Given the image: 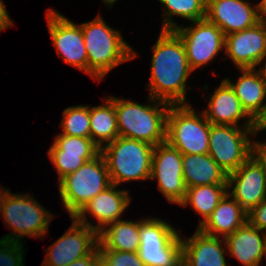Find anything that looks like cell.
<instances>
[{"label": "cell", "mask_w": 266, "mask_h": 266, "mask_svg": "<svg viewBox=\"0 0 266 266\" xmlns=\"http://www.w3.org/2000/svg\"><path fill=\"white\" fill-rule=\"evenodd\" d=\"M147 83L149 96L170 105L186 102L187 78L193 72L188 64L183 41L174 30H161L156 43Z\"/></svg>", "instance_id": "1"}, {"label": "cell", "mask_w": 266, "mask_h": 266, "mask_svg": "<svg viewBox=\"0 0 266 266\" xmlns=\"http://www.w3.org/2000/svg\"><path fill=\"white\" fill-rule=\"evenodd\" d=\"M81 28L88 57V75L98 83L112 69L138 55L120 30L107 25L100 14L92 21L81 23Z\"/></svg>", "instance_id": "2"}, {"label": "cell", "mask_w": 266, "mask_h": 266, "mask_svg": "<svg viewBox=\"0 0 266 266\" xmlns=\"http://www.w3.org/2000/svg\"><path fill=\"white\" fill-rule=\"evenodd\" d=\"M117 116L119 136L147 142L153 146L166 142L167 113L170 104L148 96L146 105L132 100L108 97Z\"/></svg>", "instance_id": "3"}, {"label": "cell", "mask_w": 266, "mask_h": 266, "mask_svg": "<svg viewBox=\"0 0 266 266\" xmlns=\"http://www.w3.org/2000/svg\"><path fill=\"white\" fill-rule=\"evenodd\" d=\"M155 146L140 140L118 136L101 148L111 184L148 180Z\"/></svg>", "instance_id": "4"}, {"label": "cell", "mask_w": 266, "mask_h": 266, "mask_svg": "<svg viewBox=\"0 0 266 266\" xmlns=\"http://www.w3.org/2000/svg\"><path fill=\"white\" fill-rule=\"evenodd\" d=\"M178 229L162 218L140 219L139 256L146 266H183V246Z\"/></svg>", "instance_id": "5"}, {"label": "cell", "mask_w": 266, "mask_h": 266, "mask_svg": "<svg viewBox=\"0 0 266 266\" xmlns=\"http://www.w3.org/2000/svg\"><path fill=\"white\" fill-rule=\"evenodd\" d=\"M29 194L7 192L2 204L1 217L13 231L1 239L23 242L21 240L25 236L40 239L47 235L54 216Z\"/></svg>", "instance_id": "6"}, {"label": "cell", "mask_w": 266, "mask_h": 266, "mask_svg": "<svg viewBox=\"0 0 266 266\" xmlns=\"http://www.w3.org/2000/svg\"><path fill=\"white\" fill-rule=\"evenodd\" d=\"M58 182L61 202L70 218L111 185L106 161L101 153Z\"/></svg>", "instance_id": "7"}, {"label": "cell", "mask_w": 266, "mask_h": 266, "mask_svg": "<svg viewBox=\"0 0 266 266\" xmlns=\"http://www.w3.org/2000/svg\"><path fill=\"white\" fill-rule=\"evenodd\" d=\"M210 123L191 104L170 105L166 141L183 155L208 154Z\"/></svg>", "instance_id": "8"}, {"label": "cell", "mask_w": 266, "mask_h": 266, "mask_svg": "<svg viewBox=\"0 0 266 266\" xmlns=\"http://www.w3.org/2000/svg\"><path fill=\"white\" fill-rule=\"evenodd\" d=\"M253 137V128L210 124L208 154L230 174L255 153Z\"/></svg>", "instance_id": "9"}, {"label": "cell", "mask_w": 266, "mask_h": 266, "mask_svg": "<svg viewBox=\"0 0 266 266\" xmlns=\"http://www.w3.org/2000/svg\"><path fill=\"white\" fill-rule=\"evenodd\" d=\"M174 31L184 43L192 71L203 68L225 50L224 33L206 18L192 21L187 27L179 24Z\"/></svg>", "instance_id": "10"}, {"label": "cell", "mask_w": 266, "mask_h": 266, "mask_svg": "<svg viewBox=\"0 0 266 266\" xmlns=\"http://www.w3.org/2000/svg\"><path fill=\"white\" fill-rule=\"evenodd\" d=\"M47 27L53 46L62 60L88 74V57L81 24H75L55 9L46 12Z\"/></svg>", "instance_id": "11"}, {"label": "cell", "mask_w": 266, "mask_h": 266, "mask_svg": "<svg viewBox=\"0 0 266 266\" xmlns=\"http://www.w3.org/2000/svg\"><path fill=\"white\" fill-rule=\"evenodd\" d=\"M183 154L167 141L155 146L150 180H157V189L170 203L181 204L186 196L182 170Z\"/></svg>", "instance_id": "12"}, {"label": "cell", "mask_w": 266, "mask_h": 266, "mask_svg": "<svg viewBox=\"0 0 266 266\" xmlns=\"http://www.w3.org/2000/svg\"><path fill=\"white\" fill-rule=\"evenodd\" d=\"M227 193L247 213L266 199V166L255 153L227 175Z\"/></svg>", "instance_id": "13"}, {"label": "cell", "mask_w": 266, "mask_h": 266, "mask_svg": "<svg viewBox=\"0 0 266 266\" xmlns=\"http://www.w3.org/2000/svg\"><path fill=\"white\" fill-rule=\"evenodd\" d=\"M72 225L52 243L41 266H67L89 255L98 246V233L71 217Z\"/></svg>", "instance_id": "14"}, {"label": "cell", "mask_w": 266, "mask_h": 266, "mask_svg": "<svg viewBox=\"0 0 266 266\" xmlns=\"http://www.w3.org/2000/svg\"><path fill=\"white\" fill-rule=\"evenodd\" d=\"M47 152L60 181L78 170L85 162L97 157L101 153V148L90 137L58 133Z\"/></svg>", "instance_id": "15"}, {"label": "cell", "mask_w": 266, "mask_h": 266, "mask_svg": "<svg viewBox=\"0 0 266 266\" xmlns=\"http://www.w3.org/2000/svg\"><path fill=\"white\" fill-rule=\"evenodd\" d=\"M225 52L235 67L259 68L266 59V25L258 22L256 25L225 36Z\"/></svg>", "instance_id": "16"}, {"label": "cell", "mask_w": 266, "mask_h": 266, "mask_svg": "<svg viewBox=\"0 0 266 266\" xmlns=\"http://www.w3.org/2000/svg\"><path fill=\"white\" fill-rule=\"evenodd\" d=\"M117 185L111 184L104 191L92 198L74 218L86 226L93 228L97 233L106 226L121 220L125 210L131 202L129 190L117 189ZM91 215L98 223L94 225L88 220Z\"/></svg>", "instance_id": "17"}, {"label": "cell", "mask_w": 266, "mask_h": 266, "mask_svg": "<svg viewBox=\"0 0 266 266\" xmlns=\"http://www.w3.org/2000/svg\"><path fill=\"white\" fill-rule=\"evenodd\" d=\"M206 19L215 24L224 35L256 25L257 5L247 0H207Z\"/></svg>", "instance_id": "18"}, {"label": "cell", "mask_w": 266, "mask_h": 266, "mask_svg": "<svg viewBox=\"0 0 266 266\" xmlns=\"http://www.w3.org/2000/svg\"><path fill=\"white\" fill-rule=\"evenodd\" d=\"M208 99L203 113L210 124L253 128L254 120L243 109L234 90L224 79ZM243 119L246 121L241 126L239 121Z\"/></svg>", "instance_id": "19"}, {"label": "cell", "mask_w": 266, "mask_h": 266, "mask_svg": "<svg viewBox=\"0 0 266 266\" xmlns=\"http://www.w3.org/2000/svg\"><path fill=\"white\" fill-rule=\"evenodd\" d=\"M181 239L183 266H227L224 238L204 234L197 228L192 236L184 239L181 235Z\"/></svg>", "instance_id": "20"}, {"label": "cell", "mask_w": 266, "mask_h": 266, "mask_svg": "<svg viewBox=\"0 0 266 266\" xmlns=\"http://www.w3.org/2000/svg\"><path fill=\"white\" fill-rule=\"evenodd\" d=\"M224 240L228 255L236 258L243 266H259L266 258V232L248 221Z\"/></svg>", "instance_id": "21"}, {"label": "cell", "mask_w": 266, "mask_h": 266, "mask_svg": "<svg viewBox=\"0 0 266 266\" xmlns=\"http://www.w3.org/2000/svg\"><path fill=\"white\" fill-rule=\"evenodd\" d=\"M242 72L235 83L230 78L224 80L234 90L243 109L253 119L261 113L266 101V79L259 68L238 69Z\"/></svg>", "instance_id": "22"}, {"label": "cell", "mask_w": 266, "mask_h": 266, "mask_svg": "<svg viewBox=\"0 0 266 266\" xmlns=\"http://www.w3.org/2000/svg\"><path fill=\"white\" fill-rule=\"evenodd\" d=\"M247 221V212L227 193L198 229L210 236L226 238Z\"/></svg>", "instance_id": "23"}, {"label": "cell", "mask_w": 266, "mask_h": 266, "mask_svg": "<svg viewBox=\"0 0 266 266\" xmlns=\"http://www.w3.org/2000/svg\"><path fill=\"white\" fill-rule=\"evenodd\" d=\"M186 188L202 185H227V173L209 154H188L182 158Z\"/></svg>", "instance_id": "24"}, {"label": "cell", "mask_w": 266, "mask_h": 266, "mask_svg": "<svg viewBox=\"0 0 266 266\" xmlns=\"http://www.w3.org/2000/svg\"><path fill=\"white\" fill-rule=\"evenodd\" d=\"M139 221L118 220L98 233L99 249L138 252L140 247Z\"/></svg>", "instance_id": "25"}, {"label": "cell", "mask_w": 266, "mask_h": 266, "mask_svg": "<svg viewBox=\"0 0 266 266\" xmlns=\"http://www.w3.org/2000/svg\"><path fill=\"white\" fill-rule=\"evenodd\" d=\"M103 104L90 106V138L102 148L119 136L114 103L103 98Z\"/></svg>", "instance_id": "26"}, {"label": "cell", "mask_w": 266, "mask_h": 266, "mask_svg": "<svg viewBox=\"0 0 266 266\" xmlns=\"http://www.w3.org/2000/svg\"><path fill=\"white\" fill-rule=\"evenodd\" d=\"M227 194V185H202L187 188L186 196L180 206L190 205L196 214L203 217L197 228L206 221L219 202Z\"/></svg>", "instance_id": "27"}, {"label": "cell", "mask_w": 266, "mask_h": 266, "mask_svg": "<svg viewBox=\"0 0 266 266\" xmlns=\"http://www.w3.org/2000/svg\"><path fill=\"white\" fill-rule=\"evenodd\" d=\"M163 6V25L161 30H174L178 24L173 16L181 19L199 21L206 18L207 0H158Z\"/></svg>", "instance_id": "28"}, {"label": "cell", "mask_w": 266, "mask_h": 266, "mask_svg": "<svg viewBox=\"0 0 266 266\" xmlns=\"http://www.w3.org/2000/svg\"><path fill=\"white\" fill-rule=\"evenodd\" d=\"M60 126V134L90 137V105L69 106L64 109Z\"/></svg>", "instance_id": "29"}, {"label": "cell", "mask_w": 266, "mask_h": 266, "mask_svg": "<svg viewBox=\"0 0 266 266\" xmlns=\"http://www.w3.org/2000/svg\"><path fill=\"white\" fill-rule=\"evenodd\" d=\"M101 266H146L138 252L99 249Z\"/></svg>", "instance_id": "30"}, {"label": "cell", "mask_w": 266, "mask_h": 266, "mask_svg": "<svg viewBox=\"0 0 266 266\" xmlns=\"http://www.w3.org/2000/svg\"><path fill=\"white\" fill-rule=\"evenodd\" d=\"M24 244L0 239V266H24Z\"/></svg>", "instance_id": "31"}, {"label": "cell", "mask_w": 266, "mask_h": 266, "mask_svg": "<svg viewBox=\"0 0 266 266\" xmlns=\"http://www.w3.org/2000/svg\"><path fill=\"white\" fill-rule=\"evenodd\" d=\"M247 218L252 226L266 232V199L248 212Z\"/></svg>", "instance_id": "32"}, {"label": "cell", "mask_w": 266, "mask_h": 266, "mask_svg": "<svg viewBox=\"0 0 266 266\" xmlns=\"http://www.w3.org/2000/svg\"><path fill=\"white\" fill-rule=\"evenodd\" d=\"M67 266H101V255L97 246L89 255L84 256Z\"/></svg>", "instance_id": "33"}, {"label": "cell", "mask_w": 266, "mask_h": 266, "mask_svg": "<svg viewBox=\"0 0 266 266\" xmlns=\"http://www.w3.org/2000/svg\"><path fill=\"white\" fill-rule=\"evenodd\" d=\"M13 25L14 22L8 14V10L6 9L5 3L0 0V31L12 27Z\"/></svg>", "instance_id": "34"}, {"label": "cell", "mask_w": 266, "mask_h": 266, "mask_svg": "<svg viewBox=\"0 0 266 266\" xmlns=\"http://www.w3.org/2000/svg\"><path fill=\"white\" fill-rule=\"evenodd\" d=\"M253 131L254 136L258 135L261 131H266V103L261 113L254 120Z\"/></svg>", "instance_id": "35"}, {"label": "cell", "mask_w": 266, "mask_h": 266, "mask_svg": "<svg viewBox=\"0 0 266 266\" xmlns=\"http://www.w3.org/2000/svg\"><path fill=\"white\" fill-rule=\"evenodd\" d=\"M255 154L266 166V141L261 142V140L255 141Z\"/></svg>", "instance_id": "36"}, {"label": "cell", "mask_w": 266, "mask_h": 266, "mask_svg": "<svg viewBox=\"0 0 266 266\" xmlns=\"http://www.w3.org/2000/svg\"><path fill=\"white\" fill-rule=\"evenodd\" d=\"M256 5L258 21L266 25V0H261Z\"/></svg>", "instance_id": "37"}, {"label": "cell", "mask_w": 266, "mask_h": 266, "mask_svg": "<svg viewBox=\"0 0 266 266\" xmlns=\"http://www.w3.org/2000/svg\"><path fill=\"white\" fill-rule=\"evenodd\" d=\"M8 191H9V189H6L5 187H0V216H1V209H2L3 200H4Z\"/></svg>", "instance_id": "38"}, {"label": "cell", "mask_w": 266, "mask_h": 266, "mask_svg": "<svg viewBox=\"0 0 266 266\" xmlns=\"http://www.w3.org/2000/svg\"><path fill=\"white\" fill-rule=\"evenodd\" d=\"M105 5H107V8H111L117 0H102Z\"/></svg>", "instance_id": "39"}, {"label": "cell", "mask_w": 266, "mask_h": 266, "mask_svg": "<svg viewBox=\"0 0 266 266\" xmlns=\"http://www.w3.org/2000/svg\"><path fill=\"white\" fill-rule=\"evenodd\" d=\"M263 66L260 67V69L262 70L264 76H265V79H266V59L265 61L263 62Z\"/></svg>", "instance_id": "40"}]
</instances>
